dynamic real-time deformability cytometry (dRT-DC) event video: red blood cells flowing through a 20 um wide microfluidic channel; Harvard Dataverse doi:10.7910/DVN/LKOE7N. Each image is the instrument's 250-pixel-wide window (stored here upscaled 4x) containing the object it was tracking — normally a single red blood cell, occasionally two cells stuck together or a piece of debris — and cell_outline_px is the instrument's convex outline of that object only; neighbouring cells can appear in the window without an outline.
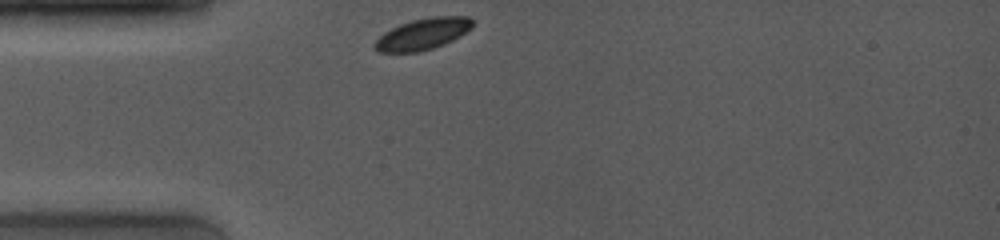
{"species": "common noctule bat (a hibernating species)", "species_latin": "Nyctalus noctula", "temperature_condition": "room temperature", "stored_images_in_passage": 30, "camera_frame_rate_fps": 4000, "um_per_image_px": 0.085, "animal": {"sex": "female", "body_mass_g": 19.0, "forearm_length_mm": 53.3}, "frame": {"image": 1, "passage_image": 1, "time_ms": 0.0, "image_size_px": [1000, 240], "cell_outline_px": [[472, 28], [460, 36], [444, 44], [420, 52], [376, 52], [372, 44], [384, 32], [400, 24], [412, 20], [432, 16], [468, 16], [472, 20]], "centroid_in_image_um": [35.92, 2.89], "position_along_channel_um": 49.1, "area_um2": 17.92}}
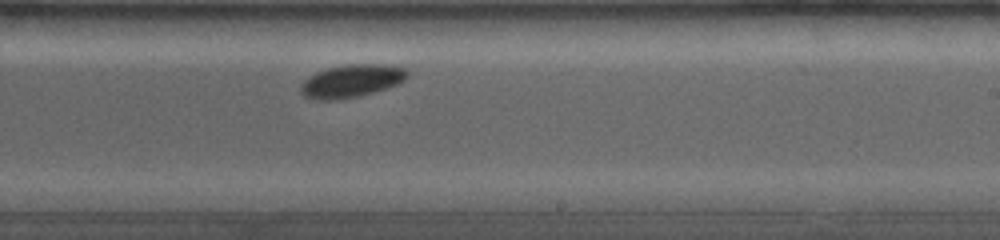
{"frame": {"image": 2, "passage_image": 18, "time_ms": 5.75, "image_size_px": [1000, 240], "cell_outline_px": [[408, 76], [404, 80], [396, 84], [372, 92], [356, 96], [336, 100], [312, 100], [304, 96], [300, 92], [300, 84], [308, 76], [316, 72], [328, 68], [344, 64], [392, 64], [408, 68]], "centroid_in_image_um": [29.86, 6.86], "position_along_channel_um": 259.1, "area_um2": 20.58}}
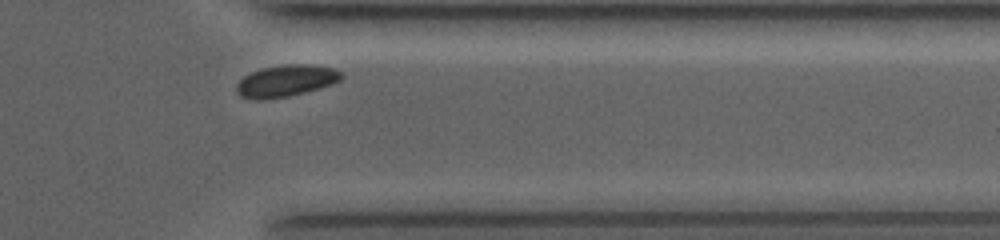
{"frame": {"image": 3, "passage_image": 28, "time_ms": 9.0, "image_size_px": [1000, 240], "cell_outline_px": [[344, 76], [340, 80], [332, 84], [304, 92], [288, 96], [264, 100], [256, 100], [240, 96], [236, 92], [236, 84], [244, 76], [260, 68], [288, 64], [308, 64], [332, 68], [344, 72]], "centroid_in_image_um": [24.3, 6.87], "position_along_channel_um": 387.1, "area_um2": 19.42}}